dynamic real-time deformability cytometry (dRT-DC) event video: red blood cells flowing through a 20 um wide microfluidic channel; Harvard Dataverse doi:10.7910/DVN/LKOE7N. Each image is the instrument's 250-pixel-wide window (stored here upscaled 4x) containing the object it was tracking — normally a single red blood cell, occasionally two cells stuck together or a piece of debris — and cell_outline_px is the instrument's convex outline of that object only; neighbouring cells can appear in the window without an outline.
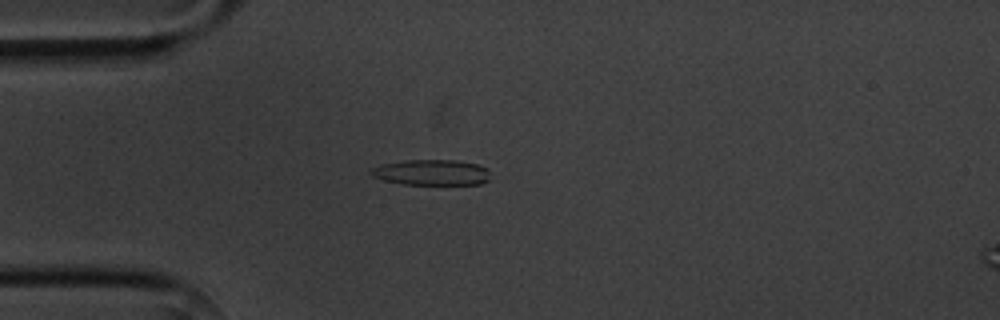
{"species": "common noctule bat (a hibernating species)", "species_latin": "Nyctalus noctula", "temperature_condition": "cold", "stored_images_in_passage": 5, "camera_frame_rate_fps": 3000, "um_per_image_px": 0.085, "animal": {"sex": "male", "body_mass_g": 20.1, "forearm_length_mm": 53.5}, "frame": {"image": 1, "passage_image": 4, "time_ms": 3.667, "image_size_px": [1000, 320], "cell_outline_px": [[488, 180], [480, 184], [404, 184], [384, 180], [372, 176], [368, 172], [372, 168], [380, 164], [404, 160], [456, 160], [476, 164], [488, 168]], "centroid_in_image_um": [36.65, 14.65], "position_along_channel_um": 48.4, "area_um2": 17.8}}